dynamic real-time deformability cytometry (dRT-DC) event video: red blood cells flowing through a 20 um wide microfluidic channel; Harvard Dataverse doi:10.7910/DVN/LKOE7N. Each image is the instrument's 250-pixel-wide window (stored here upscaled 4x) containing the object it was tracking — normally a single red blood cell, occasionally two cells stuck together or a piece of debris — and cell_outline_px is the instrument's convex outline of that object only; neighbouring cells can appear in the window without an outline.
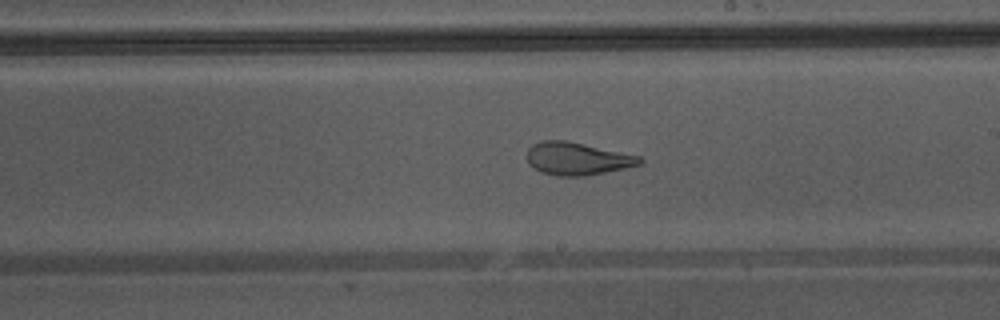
{"species": "Egyptian fruit bat (a non-hibernating species)", "species_latin": "Rousettus aegyptiacus", "temperature_condition": "warm", "stored_images_in_passage": 45, "camera_frame_rate_fps": 3000, "um_per_image_px": 0.085, "animal": {"sex": "male"}, "frame": {"image": 1, "passage_image": 26, "time_ms": 8.333, "image_size_px": [1000, 320], "cell_outline_px": [[644, 160], [640, 164], [624, 168], [588, 176], [556, 176], [540, 172], [528, 164], [528, 148], [532, 144], [540, 140], [564, 140], [584, 144], [640, 156]], "centroid_in_image_um": [49.03, 13.49], "position_along_channel_um": 240.0, "area_um2": 21.5}, "authors_computed_cell_mechanics": {"area_um2": 28.7266, "velocity_mm_per_s": 4.3662, "shape_relaxation_time_tau1_ms": null, "shape_relaxation_time_tau2_ms": 1.0599, "deformation_change_tau1": null, "deformation_change_tau2": 0.0839}}